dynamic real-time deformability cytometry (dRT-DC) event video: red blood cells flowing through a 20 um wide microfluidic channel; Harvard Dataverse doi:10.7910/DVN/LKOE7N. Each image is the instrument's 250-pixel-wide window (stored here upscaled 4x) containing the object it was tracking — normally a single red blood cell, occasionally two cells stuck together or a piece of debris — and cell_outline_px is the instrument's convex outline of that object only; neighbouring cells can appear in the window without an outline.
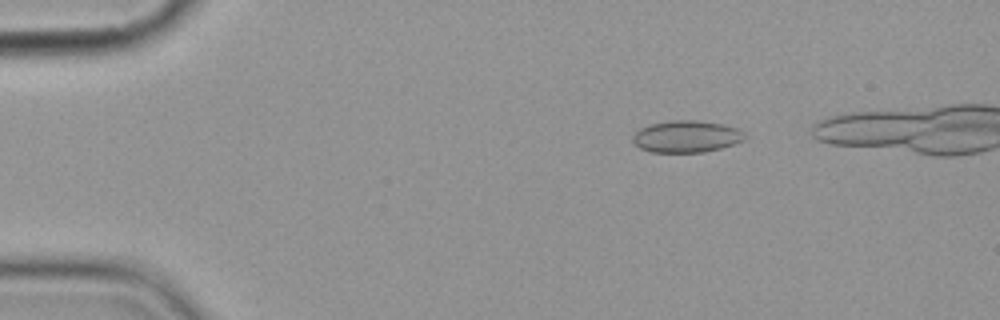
{"species": "common noctule bat (a hibernating species)", "species_latin": "Nyctalus noctula", "temperature_condition": "cold", "stored_images_in_passage": 4, "camera_frame_rate_fps": 3000, "um_per_image_px": 0.085, "animal": {"sex": "female", "body_mass_g": 19.9}, "frame": {"image": 1, "passage_image": 2, "time_ms": 1.333, "image_size_px": [1000, 320], "cell_outline_px": [[748, 136], [744, 140], [720, 148], [704, 152], [648, 152], [640, 148], [632, 140], [632, 136], [640, 128], [652, 124], [672, 120], [696, 120], [720, 124], [736, 128], [744, 132]], "centroid_in_image_um": [58.34, 11.61], "position_along_channel_um": 26.7, "area_um2": 20.69}}